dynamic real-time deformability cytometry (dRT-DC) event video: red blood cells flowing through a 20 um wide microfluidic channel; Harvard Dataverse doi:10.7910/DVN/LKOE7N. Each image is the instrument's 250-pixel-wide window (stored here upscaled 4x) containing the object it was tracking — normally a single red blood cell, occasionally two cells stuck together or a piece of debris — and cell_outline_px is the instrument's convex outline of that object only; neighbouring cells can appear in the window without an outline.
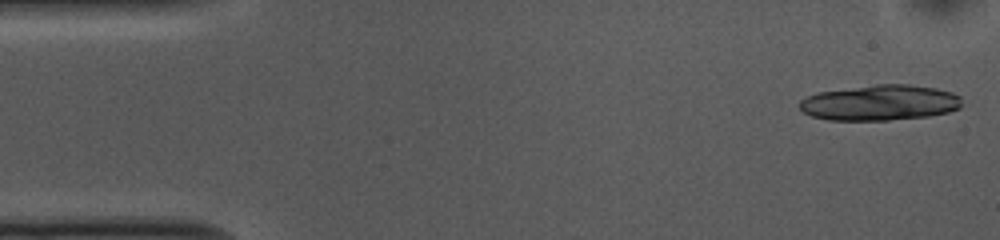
{"species": "common noctule bat (a hibernating species)", "species_latin": "Nyctalus noctula", "temperature_condition": "cold", "stored_images_in_passage": 10, "camera_frame_rate_fps": 3000, "um_per_image_px": 0.085, "animal": {"sex": "female", "body_mass_g": 10.0, "forearm_length_mm": 53.1}, "frame": {"image": 1, "passage_image": 1, "time_ms": 0.0, "image_size_px": [1000, 240], "cell_outline_px": [[960, 108], [948, 112], [928, 116], [888, 120], [828, 120], [812, 116], [804, 112], [800, 108], [800, 100], [808, 96], [820, 92], [876, 84], [908, 84], [936, 88], [952, 92], [960, 96]], "centroid_in_image_um": [74.81, 8.73], "position_along_channel_um": 10.2, "area_um2": 33.47}}